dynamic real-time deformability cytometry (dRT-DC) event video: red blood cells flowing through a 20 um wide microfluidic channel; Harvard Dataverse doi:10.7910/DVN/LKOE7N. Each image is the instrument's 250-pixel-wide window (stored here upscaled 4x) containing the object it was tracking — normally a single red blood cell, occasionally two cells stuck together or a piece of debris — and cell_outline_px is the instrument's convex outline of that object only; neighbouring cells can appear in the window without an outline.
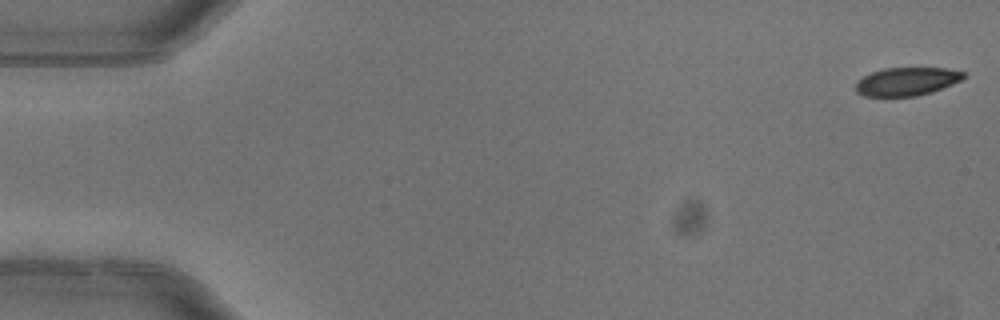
{"species": "common noctule bat (a hibernating species)", "species_latin": "Nyctalus noctula", "temperature_condition": "warm", "stored_images_in_passage": 4, "camera_frame_rate_fps": 3000, "um_per_image_px": 0.085, "animal": {"sex": "female"}, "frame": {"image": 1, "passage_image": 1, "time_ms": 0.0, "image_size_px": [1000, 320], "cell_outline_px": [[964, 76], [960, 80], [952, 84], [932, 92], [916, 96], [864, 96], [856, 92], [856, 84], [864, 76], [872, 72], [884, 68], [948, 68], [964, 72]], "centroid_in_image_um": [77.07, 6.92], "position_along_channel_um": 7.9, "area_um2": 17.57}}
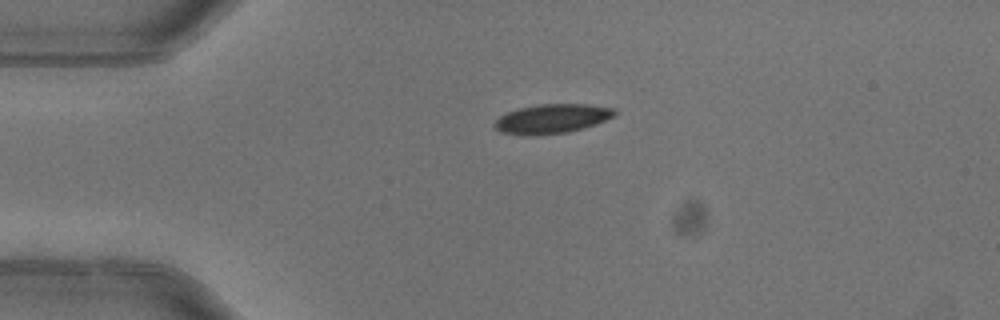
{"frame": {"image": 2, "passage_image": 3, "time_ms": 0.667, "image_size_px": [1000, 320], "cell_outline_px": [[616, 116], [596, 124], [568, 132], [536, 136], [528, 136], [500, 132], [492, 124], [500, 116], [508, 112], [520, 108], [540, 104], [588, 104], [616, 108]], "centroid_in_image_um": [46.94, 10.1], "position_along_channel_um": 38.1, "area_um2": 20.69}}